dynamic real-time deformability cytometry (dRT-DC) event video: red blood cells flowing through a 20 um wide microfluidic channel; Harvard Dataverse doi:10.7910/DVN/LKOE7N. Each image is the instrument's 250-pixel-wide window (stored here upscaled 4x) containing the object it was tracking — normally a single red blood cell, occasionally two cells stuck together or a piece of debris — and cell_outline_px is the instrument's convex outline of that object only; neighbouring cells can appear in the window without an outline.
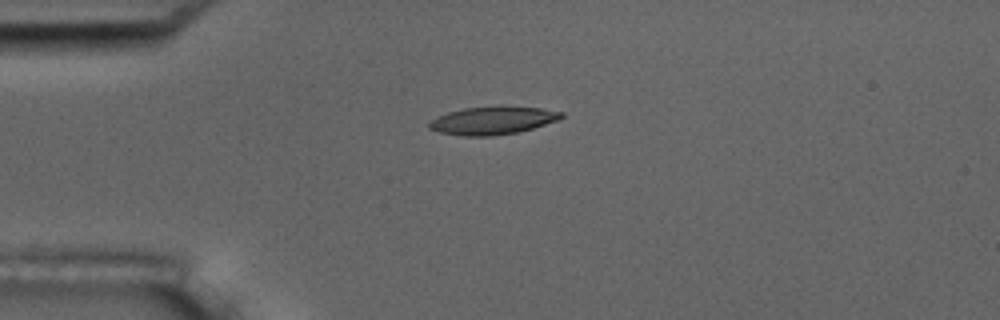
{"species": "common noctule bat (a hibernating species)", "species_latin": "Nyctalus noctula", "temperature_condition": "room temperature", "stored_images_in_passage": 3, "camera_frame_rate_fps": 3000, "um_per_image_px": 0.085, "animal": {"sex": "male", "body_mass_g": 17.5, "forearm_length_mm": 52.3}, "frame": {"image": 1, "passage_image": 1, "time_ms": 0.0, "image_size_px": [1000, 320], "cell_outline_px": [[564, 116], [560, 120], [532, 128], [516, 132], [492, 136], [464, 136], [440, 132], [428, 128], [428, 124], [436, 116], [448, 112], [464, 108], [540, 108], [564, 112]], "centroid_in_image_um": [41.87, 10.27], "position_along_channel_um": 43.1, "area_um2": 20.87}}